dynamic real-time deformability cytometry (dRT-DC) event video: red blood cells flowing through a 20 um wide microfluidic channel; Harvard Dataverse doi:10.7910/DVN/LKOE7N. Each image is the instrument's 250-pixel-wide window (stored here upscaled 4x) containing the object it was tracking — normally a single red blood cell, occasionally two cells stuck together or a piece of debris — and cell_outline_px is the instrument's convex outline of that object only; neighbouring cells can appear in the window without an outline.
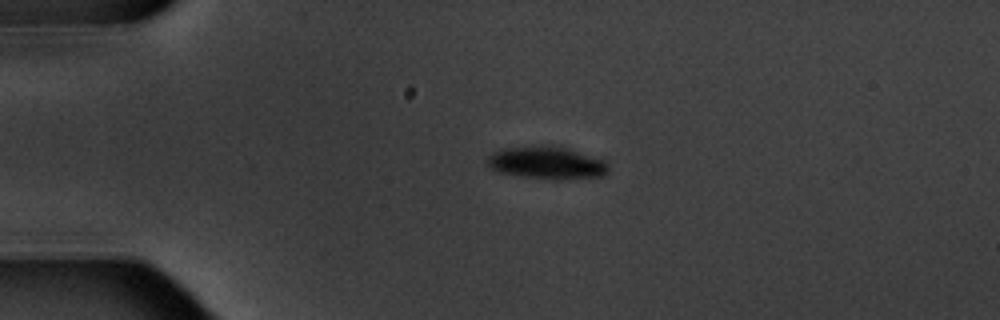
{"species": "common noctule bat (a hibernating species)", "species_latin": "Nyctalus noctula", "temperature_condition": "warm", "stored_images_in_passage": 5, "camera_frame_rate_fps": 3000, "um_per_image_px": 0.085, "animal": {"sex": "male", "body_mass_g": 20.1, "forearm_length_mm": 53.5}, "frame": {"image": 1, "passage_image": 4, "time_ms": 3.667, "image_size_px": [1000, 320], "cell_outline_px": [[608, 172], [604, 176], [520, 176], [496, 172], [488, 168], [488, 156], [492, 152], [504, 148], [524, 144], [552, 144], [568, 148], [604, 160], [608, 164]], "centroid_in_image_um": [46.37, 13.74], "position_along_channel_um": 38.6, "area_um2": 22.54}}